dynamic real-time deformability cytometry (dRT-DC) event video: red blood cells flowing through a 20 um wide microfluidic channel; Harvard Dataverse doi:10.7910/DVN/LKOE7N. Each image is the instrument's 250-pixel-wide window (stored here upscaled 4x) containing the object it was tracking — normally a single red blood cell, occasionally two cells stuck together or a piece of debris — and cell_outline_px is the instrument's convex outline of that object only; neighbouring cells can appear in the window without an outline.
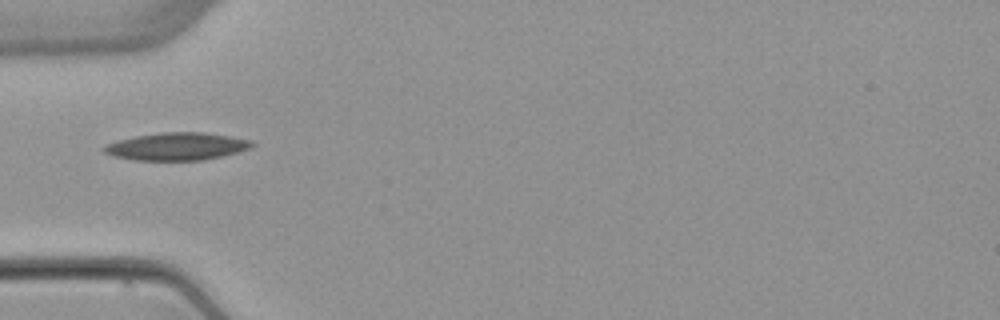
{"species": "common noctule bat (a hibernating species)", "species_latin": "Nyctalus noctula", "temperature_condition": "warm", "stored_images_in_passage": 3, "camera_frame_rate_fps": 3000, "um_per_image_px": 0.085, "animal": {"sex": "female", "body_mass_g": 22.7, "forearm_length_mm": 54.2}, "frame": {"image": 1, "passage_image": 2, "time_ms": 1.333, "image_size_px": [1000, 320], "cell_outline_px": [[256, 144], [252, 148], [204, 160], [136, 160], [112, 156], [104, 152], [100, 148], [104, 144], [136, 136], [164, 132], [204, 132], [232, 136], [252, 140]], "centroid_in_image_um": [15.04, 12.44], "position_along_channel_um": 70.0, "area_um2": 23.87}}
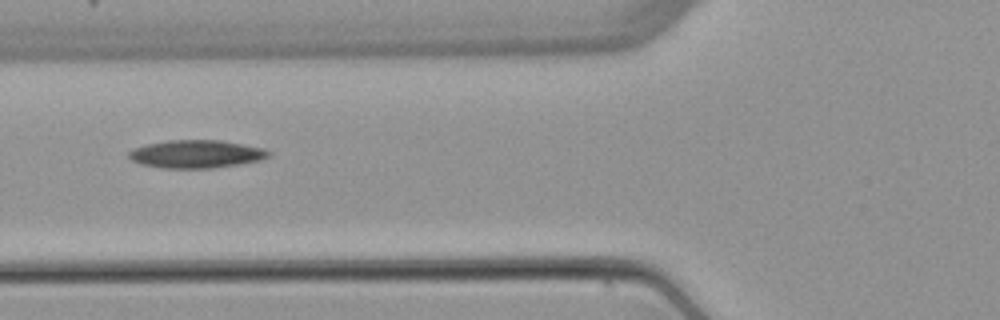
{"frame": {"image": 2, "passage_image": 3, "time_ms": 2.333, "image_size_px": [1000, 320], "cell_outline_px": [[272, 152], [268, 156], [260, 160], [212, 168], [160, 168], [140, 164], [132, 160], [128, 156], [128, 152], [132, 148], [148, 144], [168, 140], [220, 140], [264, 148]], "centroid_in_image_um": [16.64, 13.09], "position_along_channel_um": 109.2, "area_um2": 22.72}}